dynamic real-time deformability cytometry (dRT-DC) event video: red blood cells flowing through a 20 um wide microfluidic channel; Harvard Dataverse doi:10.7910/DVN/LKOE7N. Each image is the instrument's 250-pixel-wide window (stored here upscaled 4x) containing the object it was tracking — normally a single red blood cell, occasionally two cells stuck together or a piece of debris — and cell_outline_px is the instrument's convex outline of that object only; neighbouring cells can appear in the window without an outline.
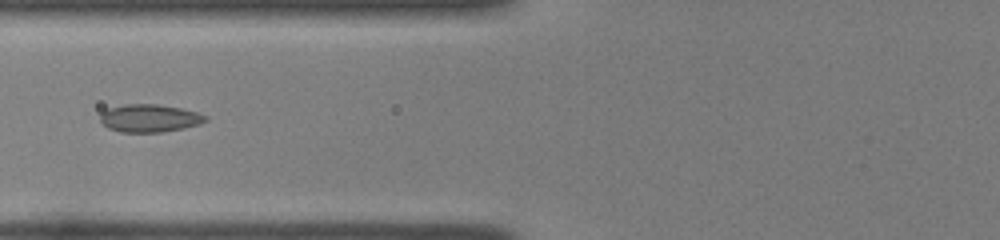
{"species": "common noctule bat (a hibernating species)", "species_latin": "Nyctalus noctula", "temperature_condition": "room temperature", "stored_images_in_passage": 53, "camera_frame_rate_fps": 3000, "um_per_image_px": 0.085, "animal": {"sex": "female", "body_mass_g": 22.0, "forearm_length_mm": 56.7}, "frame": {"image": 1, "passage_image": 24, "time_ms": 7.667, "image_size_px": [1000, 240], "cell_outline_px": [[208, 120], [200, 124], [184, 128], [160, 132], [120, 132], [108, 128], [100, 120], [100, 116], [108, 108], [124, 104], [156, 104], [180, 108], [196, 112], [208, 116]], "centroid_in_image_um": [12.73, 10.05], "position_along_channel_um": 113.1, "area_um2": 16.99}}
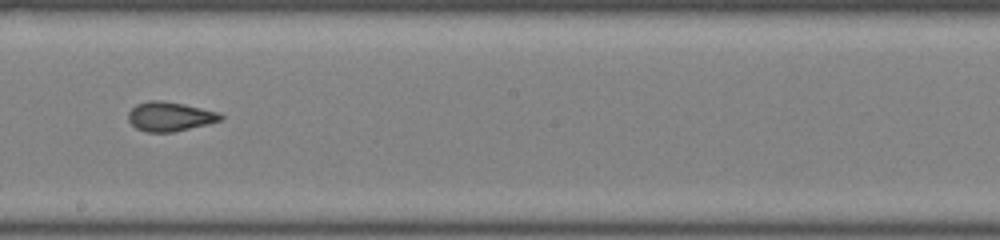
{"frame": {"image": 2, "passage_image": 33, "time_ms": 10.667, "image_size_px": [1000, 240], "cell_outline_px": [[224, 116], [220, 120], [208, 124], [172, 132], [148, 132], [136, 128], [128, 120], [128, 112], [136, 104], [148, 100], [160, 100], [184, 104], [220, 112]], "centroid_in_image_um": [14.43, 9.89], "position_along_channel_um": 233.8, "area_um2": 15.78}}
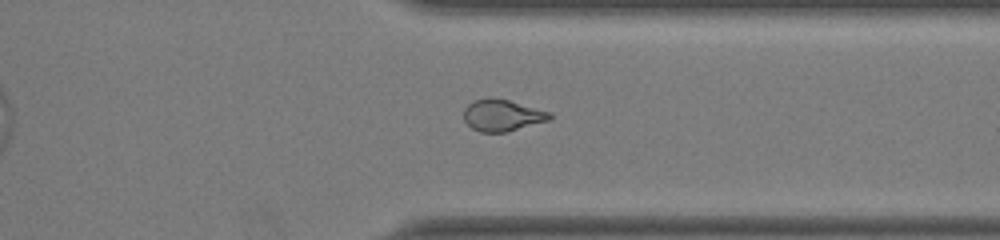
{"frame": {"image": 3, "passage_image": 43, "time_ms": 14.0, "image_size_px": [1000, 240], "cell_outline_px": [[552, 120], [508, 132], [480, 132], [472, 128], [464, 120], [464, 108], [472, 100], [488, 96], [492, 96], [508, 100], [552, 112]], "centroid_in_image_um": [42.71, 9.79], "position_along_channel_um": 368.7, "area_um2": 16.3}, "authors_computed_cell_mechanics": {"area_um2": 17.5712, "velocity_mm_per_s": 4.0294, "shape_relaxation_time_tau1_ms": null, "shape_relaxation_time_tau2_ms": 1.064, "deformation_change_tau1": null, "deformation_change_tau2": 0.0683}}